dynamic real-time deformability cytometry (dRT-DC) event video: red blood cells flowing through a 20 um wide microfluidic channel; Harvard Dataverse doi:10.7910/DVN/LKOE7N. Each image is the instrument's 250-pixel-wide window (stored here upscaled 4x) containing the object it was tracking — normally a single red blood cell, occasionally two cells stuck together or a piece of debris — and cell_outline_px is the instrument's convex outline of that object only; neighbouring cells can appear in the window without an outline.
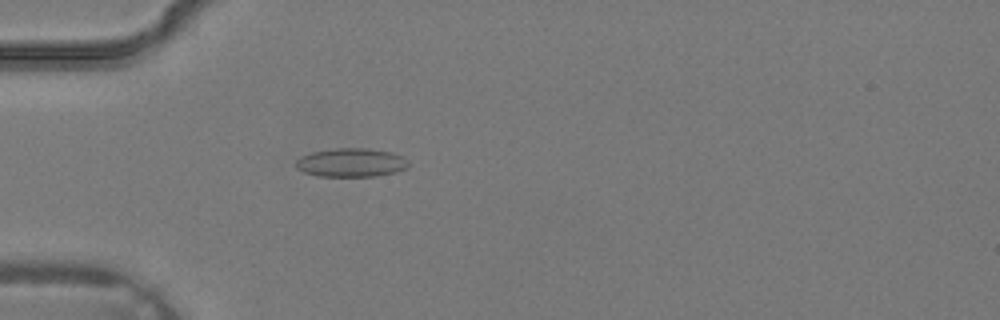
{"species": "common noctule bat (a hibernating species)", "species_latin": "Nyctalus noctula", "temperature_condition": "warm", "stored_images_in_passage": 1, "camera_frame_rate_fps": 3000, "um_per_image_px": 0.085, "animal": {"sex": "male", "body_mass_g": 19.2, "forearm_length_mm": 51.8}, "frame": {"image": 1, "passage_image": 1, "time_ms": 0.0, "image_size_px": [1000, 320], "cell_outline_px": [[408, 164], [404, 168], [396, 172], [376, 176], [320, 176], [304, 172], [296, 168], [296, 160], [300, 156], [312, 152], [336, 148], [368, 148], [392, 152], [404, 156], [408, 160]], "centroid_in_image_um": [29.85, 13.81], "position_along_channel_um": 55.1, "area_um2": 18.84}}